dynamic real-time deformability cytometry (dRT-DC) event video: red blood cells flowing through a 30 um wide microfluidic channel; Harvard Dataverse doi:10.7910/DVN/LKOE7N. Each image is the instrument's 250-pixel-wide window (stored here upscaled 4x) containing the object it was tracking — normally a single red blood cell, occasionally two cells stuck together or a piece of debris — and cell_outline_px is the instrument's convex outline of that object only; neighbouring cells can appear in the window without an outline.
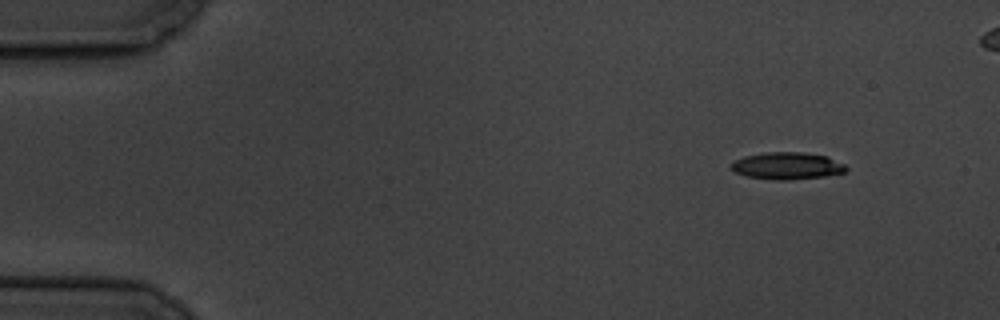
{"species": "common noctule bat (a hibernating species)", "species_latin": "Nyctalus noctula", "temperature_condition": "cold", "stored_images_in_passage": 5, "camera_frame_rate_fps": 3000, "um_per_image_px": 0.085, "animal": {"sex": "male", "body_mass_g": 19.5, "forearm_length_mm": 54.6}, "frame": {"image": 1, "passage_image": 1, "time_ms": 0.0, "image_size_px": [1000, 320], "cell_outline_px": [[848, 168], [844, 172], [824, 176], [788, 180], [772, 180], [744, 176], [736, 172], [732, 168], [732, 160], [744, 156], [764, 152], [804, 152], [828, 156], [844, 164]], "centroid_in_image_um": [66.89, 14.09], "position_along_channel_um": 18.1, "area_um2": 18.26}}